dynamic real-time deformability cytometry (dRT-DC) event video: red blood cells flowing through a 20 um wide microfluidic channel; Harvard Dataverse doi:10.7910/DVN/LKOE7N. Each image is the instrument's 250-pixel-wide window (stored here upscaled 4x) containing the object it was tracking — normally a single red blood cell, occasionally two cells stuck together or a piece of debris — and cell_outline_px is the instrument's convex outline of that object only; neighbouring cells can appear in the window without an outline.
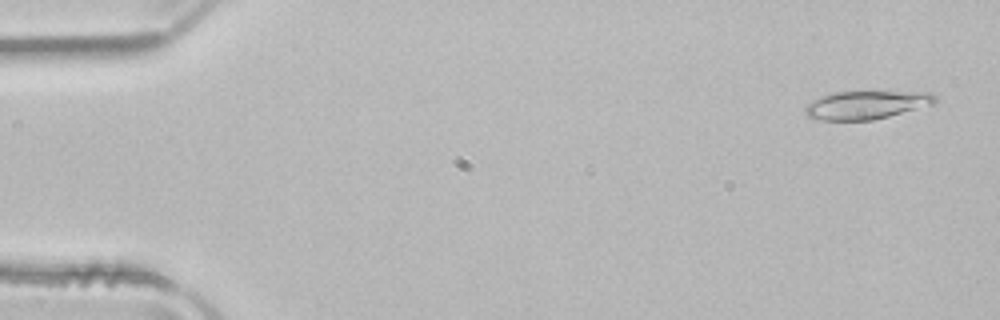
{"species": "common noctule bat (a hibernating species)", "species_latin": "Nyctalus noctula", "temperature_condition": "room temperature", "stored_images_in_passage": 51, "camera_frame_rate_fps": 3000, "um_per_image_px": 0.085, "animal": {"sex": "male", "body_mass_g": 21.5, "forearm_length_mm": 52.0}, "frame": {"image": 1, "passage_image": 2, "time_ms": 0.333, "image_size_px": [1000, 320], "cell_outline_px": [[936, 100], [932, 104], [888, 116], [872, 120], [820, 120], [808, 116], [804, 112], [804, 108], [808, 104], [820, 96], [836, 92], [932, 92], [936, 96]], "centroid_in_image_um": [73.61, 8.92], "position_along_channel_um": 11.4, "area_um2": 21.04}}
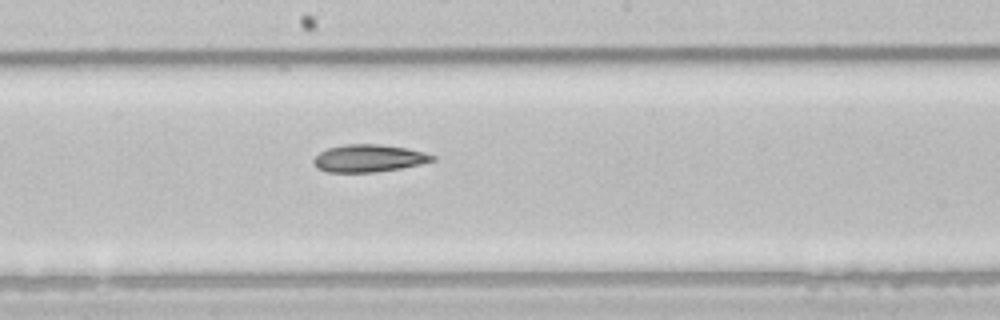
{"frame": {"image": 2, "passage_image": 27, "time_ms": 8.667, "image_size_px": [1000, 320], "cell_outline_px": [[436, 160], [420, 164], [400, 168], [376, 172], [328, 172], [316, 168], [312, 160], [320, 152], [328, 148], [344, 144], [380, 144], [408, 148], [424, 152], [436, 156]], "centroid_in_image_um": [31.35, 13.45], "position_along_channel_um": 216.9, "area_um2": 19.07}}
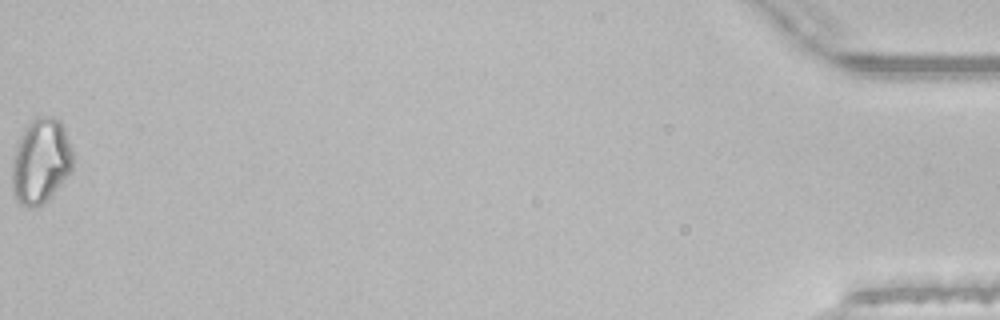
{"frame": {"image": 3, "passage_image": 51, "time_ms": 16.667, "image_size_px": [1000, 320], "cell_outline_px": [[72, 168], [48, 200], [32, 208], [28, 208], [20, 204], [16, 200], [12, 192], [12, 156], [16, 144], [24, 128], [32, 116], [52, 116], [60, 120], [64, 128], [72, 152]], "centroid_in_image_um": [3.42, 13.67], "position_along_channel_um": 431.8, "area_um2": 30.4}}